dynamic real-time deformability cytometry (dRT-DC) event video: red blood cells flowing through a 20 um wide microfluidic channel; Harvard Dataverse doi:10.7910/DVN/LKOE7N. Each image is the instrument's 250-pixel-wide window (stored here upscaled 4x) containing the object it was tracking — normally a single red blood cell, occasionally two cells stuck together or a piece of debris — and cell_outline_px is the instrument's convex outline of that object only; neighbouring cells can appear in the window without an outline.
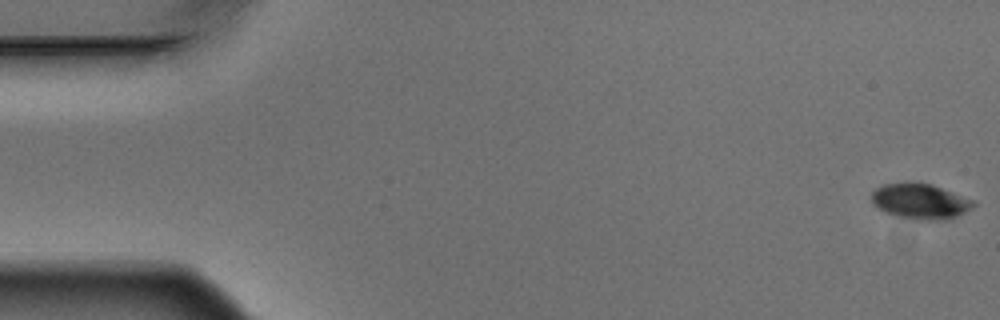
{"species": "Egyptian fruit bat (a non-hibernating species)", "species_latin": "Rousettus aegyptiacus", "temperature_condition": "warm", "stored_images_in_passage": 5, "camera_frame_rate_fps": 3000, "um_per_image_px": 0.085, "animal": {"sex": "male"}, "frame": {"image": 1, "passage_image": 1, "time_ms": 0.0, "image_size_px": [1000, 320], "cell_outline_px": [[976, 204], [972, 208], [948, 220], [916, 220], [896, 216], [872, 204], [872, 192], [876, 188], [884, 184], [932, 184], [976, 200]], "centroid_in_image_um": [78.28, 17.13], "position_along_channel_um": 6.7, "area_um2": 20.75}}
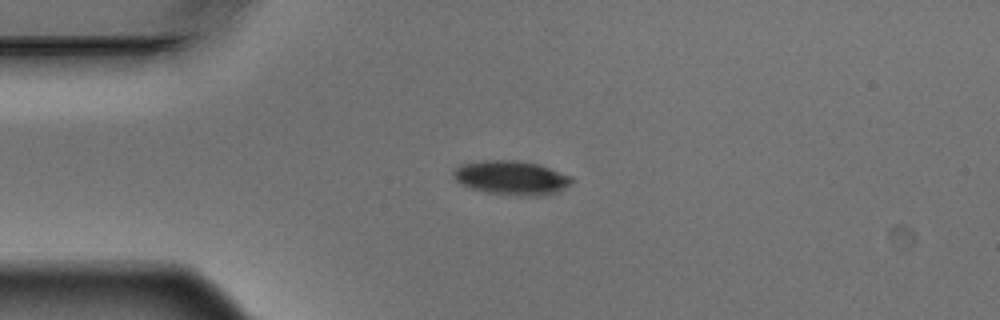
{"frame": {"image": 2, "passage_image": 4, "time_ms": 1.0, "image_size_px": [1000, 320], "cell_outline_px": [[572, 184], [560, 192], [536, 196], [520, 196], [488, 192], [472, 188], [460, 184], [452, 176], [452, 172], [456, 168], [464, 164], [488, 160], [516, 160], [536, 164], [572, 176]], "centroid_in_image_um": [43.5, 15.12], "position_along_channel_um": 41.5, "area_um2": 23.35}}